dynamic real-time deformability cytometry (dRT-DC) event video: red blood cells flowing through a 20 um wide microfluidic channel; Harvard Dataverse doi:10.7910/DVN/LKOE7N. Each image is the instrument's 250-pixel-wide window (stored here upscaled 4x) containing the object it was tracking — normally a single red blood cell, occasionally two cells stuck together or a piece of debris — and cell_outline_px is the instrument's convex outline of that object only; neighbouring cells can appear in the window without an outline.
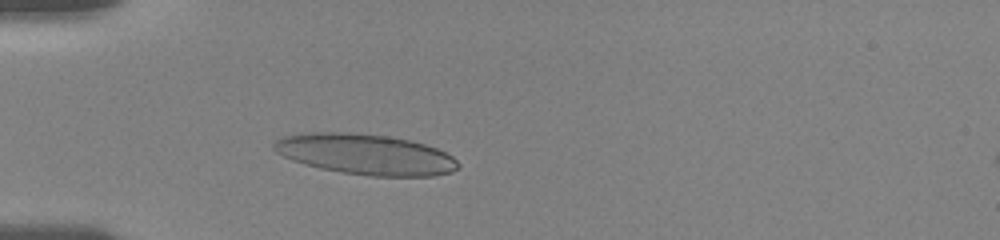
{"species": "human", "species_latin": "Homo sapiens", "temperature_condition": "room temperature", "stored_images_in_passage": 55, "camera_frame_rate_fps": 3000, "um_per_image_px": 0.085, "donor": {"sex": "female"}, "frame": {"image": 1, "passage_image": 16, "time_ms": 4.0, "image_size_px": [1000, 240], "cell_outline_px": [[460, 168], [452, 172], [436, 176], [372, 176], [344, 172], [320, 168], [304, 164], [292, 160], [276, 152], [272, 148], [272, 144], [276, 140], [284, 136], [312, 132], [348, 132], [388, 136], [412, 140], [436, 148], [452, 156], [460, 164]], "centroid_in_image_um": [31.09, 13.12], "position_along_channel_um": 53.9, "area_um2": 43.64}}
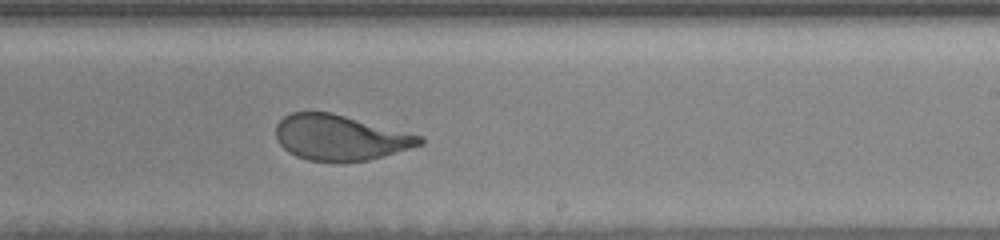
{"frame": {"image": 2, "passage_image": 37, "time_ms": 10.0, "image_size_px": [1000, 240], "cell_outline_px": [[424, 144], [368, 160], [308, 160], [296, 156], [288, 152], [280, 144], [276, 136], [276, 124], [284, 116], [292, 112], [332, 112], [420, 136], [424, 140]], "centroid_in_image_um": [28.87, 11.67], "position_along_channel_um": 260.1, "area_um2": 37.34}}
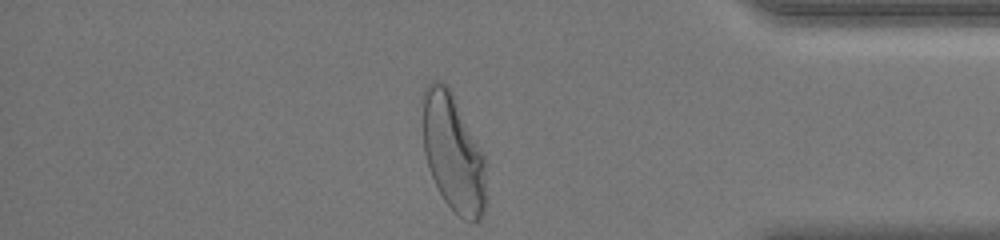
{"frame": {"image": 3, "passage_image": 54, "time_ms": 14.333, "image_size_px": [1000, 240], "cell_outline_px": [[488, 204], [480, 220], [472, 224], [464, 220], [444, 200], [428, 168], [424, 152], [420, 100], [424, 88], [432, 80], [440, 80], [448, 88], [484, 156]], "centroid_in_image_um": [38.5, 13.04], "position_along_channel_um": 396.7, "area_um2": 43.81}, "authors_computed_cell_mechanics": {"area_um2": 40.2288, "velocity_mm_per_s": 3.6421, "shape_relaxation_time_tau1_ms": 4.4745, "shape_relaxation_time_tau2_ms": 0.7169, "deformation_change_tau1": 0.1951, "deformation_change_tau2": 0.0806}}